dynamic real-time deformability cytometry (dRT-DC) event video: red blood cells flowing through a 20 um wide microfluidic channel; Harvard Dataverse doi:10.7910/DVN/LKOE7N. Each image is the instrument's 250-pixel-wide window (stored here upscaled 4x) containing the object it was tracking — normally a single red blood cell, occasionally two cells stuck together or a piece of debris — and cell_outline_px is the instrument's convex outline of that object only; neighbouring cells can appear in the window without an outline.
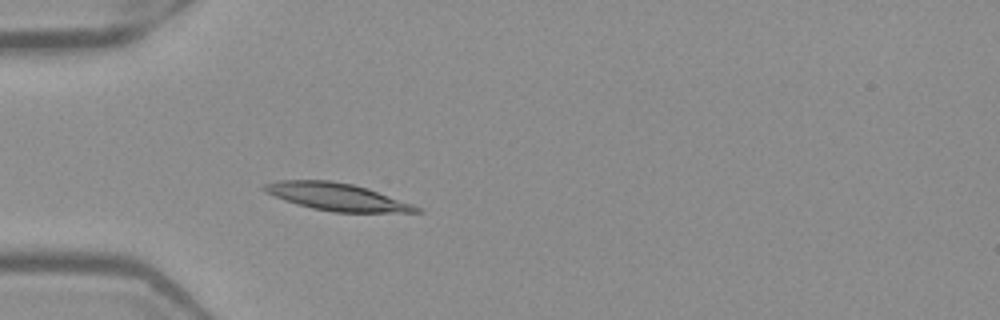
{"species": "Egyptian fruit bat (a non-hibernating species)", "species_latin": "Rousettus aegyptiacus", "temperature_condition": "warm", "stored_images_in_passage": 48, "camera_frame_rate_fps": 3000, "um_per_image_px": 0.085, "frame": {"image": 1, "passage_image": 12, "time_ms": 3.667, "image_size_px": [1000, 320], "cell_outline_px": [[424, 212], [332, 212], [312, 208], [296, 204], [284, 200], [264, 192], [260, 188], [260, 184], [276, 180], [332, 180], [352, 184], [368, 188], [424, 208]], "centroid_in_image_um": [28.59, 16.72], "position_along_channel_um": 56.4, "area_um2": 24.62}}
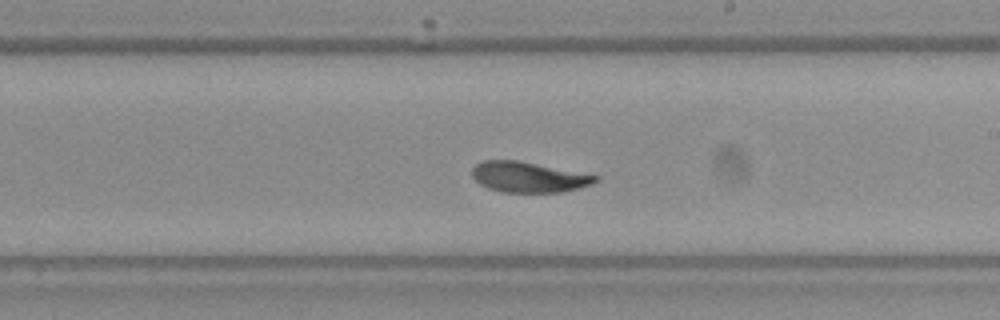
{"frame": {"image": 2, "passage_image": 27, "time_ms": 8.667, "image_size_px": [1000, 320], "cell_outline_px": [[600, 180], [592, 184], [580, 188], [560, 192], [504, 192], [488, 188], [480, 184], [472, 176], [472, 168], [480, 160], [516, 160], [600, 176]], "centroid_in_image_um": [44.93, 15.05], "position_along_channel_um": 244.1, "area_um2": 21.85}}
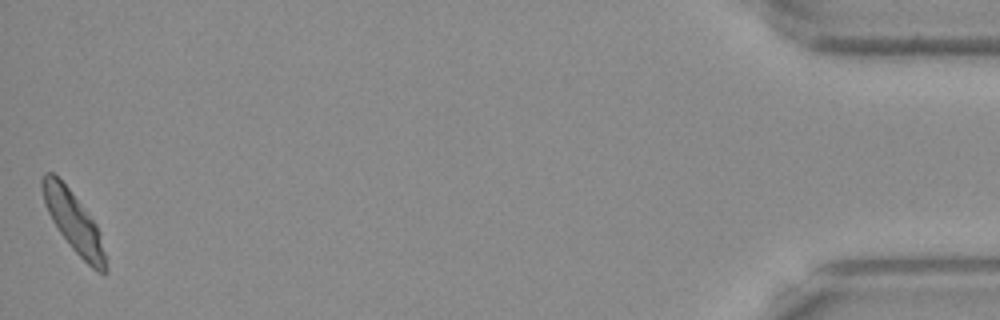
{"frame": {"image": 3, "passage_image": 48, "time_ms": 15.667, "image_size_px": [1000, 320], "cell_outline_px": [[108, 268], [104, 276], [96, 272], [72, 248], [60, 232], [52, 220], [44, 204], [40, 184], [40, 180], [44, 172], [52, 172], [72, 192], [96, 224], [100, 232]], "centroid_in_image_um": [6.26, 18.88], "position_along_channel_um": 428.9, "area_um2": 22.08}, "authors_computed_cell_mechanics": {"area_um2": 23.0622, "velocity_mm_per_s": 3.9156, "shape_relaxation_time_tau1_ms": 2.6617, "shape_relaxation_time_tau2_ms": 1.7125, "deformation_change_tau1": 0.1449, "deformation_change_tau2": 0.0733}}